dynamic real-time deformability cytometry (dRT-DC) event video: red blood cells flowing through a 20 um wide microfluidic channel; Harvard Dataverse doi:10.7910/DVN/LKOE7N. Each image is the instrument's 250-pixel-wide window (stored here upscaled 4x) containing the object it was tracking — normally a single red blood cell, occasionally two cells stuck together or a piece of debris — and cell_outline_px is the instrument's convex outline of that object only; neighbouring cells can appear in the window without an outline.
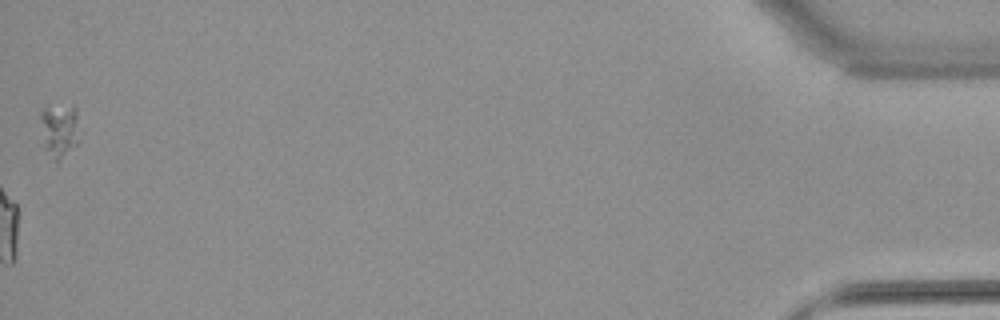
{"species": "common noctule bat (a hibernating species)", "species_latin": "Nyctalus noctula", "temperature_condition": "warm", "stored_images_in_passage": 54, "segment_of_instrument_passage": [2, 2], "camera_frame_rate_fps": 3000, "um_per_image_px": 0.085, "animal": {"sex": "female", "body_mass_g": 22.7, "forearm_length_mm": 54.2}, "frame": {"image": 1, "passage_image": 54, "time_ms": 17.667, "image_size_px": [1000, 320], "cell_outline_px": [[76, 144], [56, 164], [44, 148], [40, 116], [40, 108], [76, 108]], "centroid_in_image_um": [4.97, 11.14], "position_along_channel_um": 430.2, "area_um2": 11.5}}